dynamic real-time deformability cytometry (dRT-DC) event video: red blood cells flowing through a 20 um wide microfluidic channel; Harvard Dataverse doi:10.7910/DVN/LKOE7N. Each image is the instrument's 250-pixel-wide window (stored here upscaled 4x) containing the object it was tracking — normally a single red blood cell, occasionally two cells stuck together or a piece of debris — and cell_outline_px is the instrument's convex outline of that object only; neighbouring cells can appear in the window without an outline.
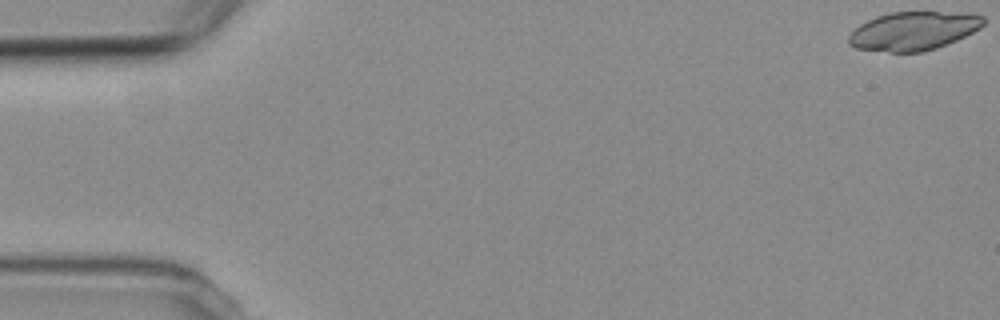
{"species": "common noctule bat (a hibernating species)", "species_latin": "Nyctalus noctula", "temperature_condition": "room temperature", "stored_images_in_passage": 6, "camera_frame_rate_fps": 3000, "um_per_image_px": 0.085, "animal": {"sex": "female", "body_mass_g": 19.3, "forearm_length_mm": 54.1}, "frame": {"image": 1, "passage_image": 1, "time_ms": 0.0, "image_size_px": [1000, 320], "cell_outline_px": [[984, 24], [980, 28], [956, 40], [936, 48], [920, 52], [888, 52], [856, 48], [848, 44], [848, 36], [860, 24], [876, 16], [892, 12], [968, 12], [984, 16]], "centroid_in_image_um": [77.65, 2.62], "position_along_channel_um": 7.3, "area_um2": 30.29}}